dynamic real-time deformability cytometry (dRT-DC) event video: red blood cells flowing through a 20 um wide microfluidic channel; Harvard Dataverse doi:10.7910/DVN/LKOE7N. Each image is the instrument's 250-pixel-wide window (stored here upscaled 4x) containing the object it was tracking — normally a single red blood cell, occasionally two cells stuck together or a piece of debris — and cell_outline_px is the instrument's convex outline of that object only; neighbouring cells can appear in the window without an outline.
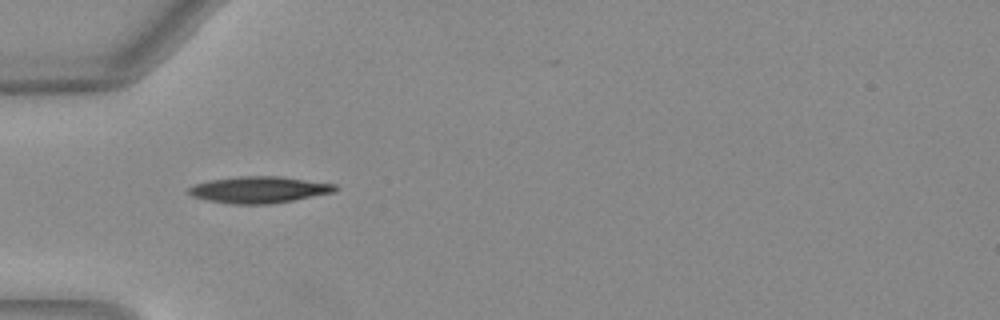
{"species": "Egyptian fruit bat (a non-hibernating species)", "species_latin": "Rousettus aegyptiacus", "temperature_condition": "warm", "stored_images_in_passage": 36, "camera_frame_rate_fps": 3000, "um_per_image_px": 0.085, "animal": {"sex": "female"}, "frame": {"image": 1, "passage_image": 1, "time_ms": 0.0, "image_size_px": [1000, 320], "cell_outline_px": [[336, 192], [272, 204], [232, 204], [208, 200], [192, 196], [188, 192], [188, 188], [196, 184], [212, 180], [240, 176], [280, 176], [336, 184]], "centroid_in_image_um": [22.05, 16.13], "position_along_channel_um": 62.9, "area_um2": 22.54}}
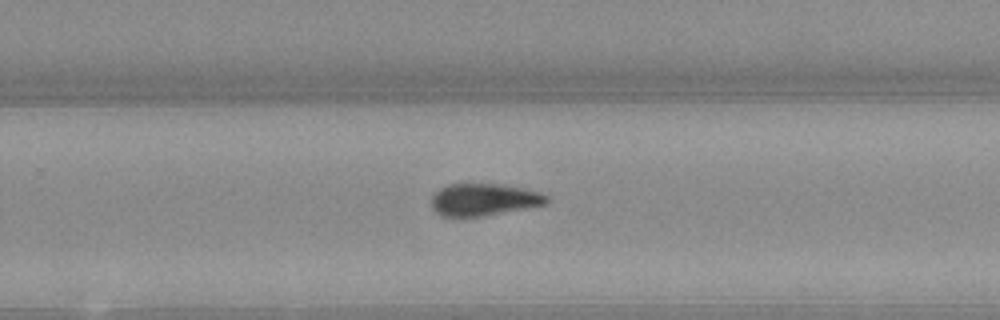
{"frame": {"image": 2, "passage_image": 18, "time_ms": 5.667, "image_size_px": [1000, 320], "cell_outline_px": [[548, 204], [484, 216], [440, 216], [432, 208], [432, 196], [440, 188], [448, 184], [504, 184], [524, 188], [540, 192], [548, 196]], "centroid_in_image_um": [41.15, 16.96], "position_along_channel_um": 288.6, "area_um2": 21.68}}
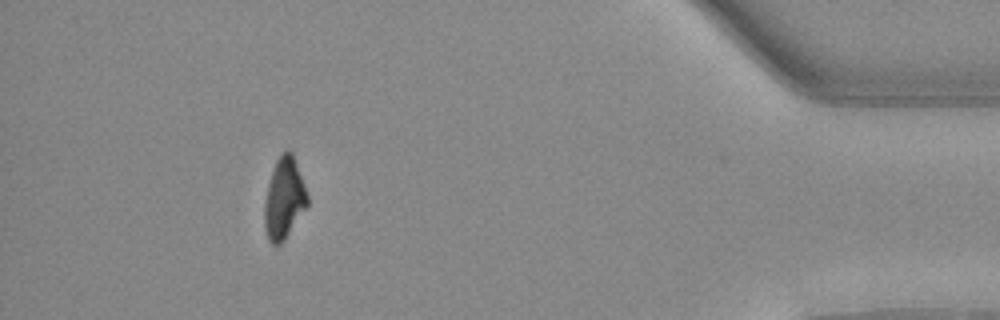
{"frame": {"image": 3, "passage_image": 31, "time_ms": 10.0, "image_size_px": [1000, 320], "cell_outline_px": [[308, 204], [284, 240], [276, 248], [268, 240], [264, 228], [264, 204], [268, 184], [276, 160], [280, 152], [292, 152], [304, 184], [308, 196]], "centroid_in_image_um": [24.13, 16.91], "position_along_channel_um": 411.1, "area_um2": 20.17}, "authors_computed_cell_mechanics": {"area_um2": 21.7617, "velocity_mm_per_s": 4.0423, "shape_relaxation_time_tau1_ms": 2.8866, "shape_relaxation_time_tau2_ms": 2.7679, "deformation_change_tau1": 0.1695, "deformation_change_tau2": 0.1056}}